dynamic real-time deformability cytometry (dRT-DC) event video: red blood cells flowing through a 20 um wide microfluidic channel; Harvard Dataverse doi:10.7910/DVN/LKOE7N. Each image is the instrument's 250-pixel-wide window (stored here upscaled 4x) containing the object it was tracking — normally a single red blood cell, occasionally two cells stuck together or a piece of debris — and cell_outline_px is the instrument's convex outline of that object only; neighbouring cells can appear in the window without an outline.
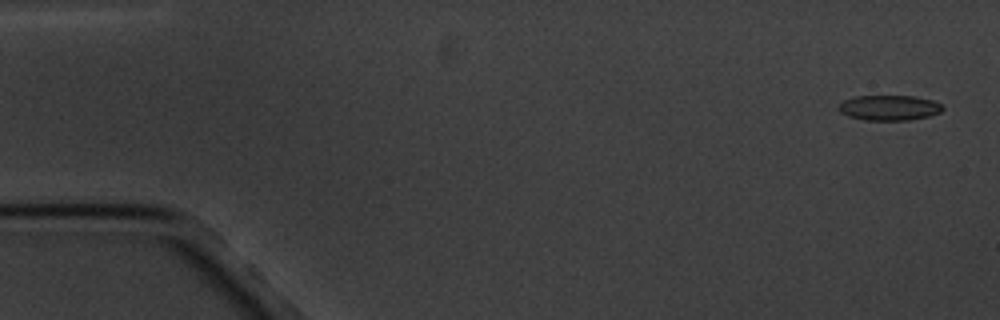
{"species": "common noctule bat (a hibernating species)", "species_latin": "Nyctalus noctula", "temperature_condition": "cold", "stored_images_in_passage": 4, "camera_frame_rate_fps": 3000, "um_per_image_px": 0.085, "animal": {"sex": "male", "body_mass_g": 20.1, "forearm_length_mm": 53.5}, "frame": {"image": 1, "passage_image": 1, "time_ms": 0.0, "image_size_px": [1000, 320], "cell_outline_px": [[944, 108], [940, 112], [928, 116], [908, 120], [864, 120], [848, 116], [840, 112], [840, 104], [844, 100], [852, 96], [916, 96], [932, 100], [940, 104]], "centroid_in_image_um": [75.58, 9.15], "position_along_channel_um": 9.4, "area_um2": 15.2}}
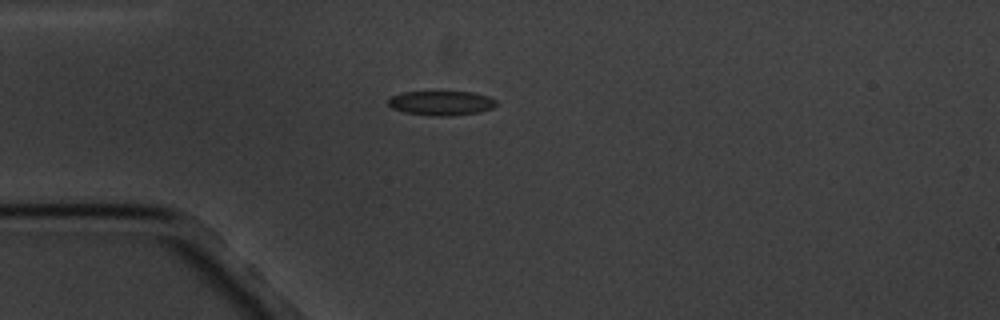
{"frame": {"image": 2, "passage_image": 4, "time_ms": 4.333, "image_size_px": [1000, 320], "cell_outline_px": [[496, 104], [492, 108], [480, 112], [448, 116], [432, 116], [404, 112], [392, 108], [388, 104], [388, 100], [392, 96], [404, 92], [472, 92], [488, 96], [496, 100]], "centroid_in_image_um": [37.51, 8.76], "position_along_channel_um": 47.5, "area_um2": 15.32}}